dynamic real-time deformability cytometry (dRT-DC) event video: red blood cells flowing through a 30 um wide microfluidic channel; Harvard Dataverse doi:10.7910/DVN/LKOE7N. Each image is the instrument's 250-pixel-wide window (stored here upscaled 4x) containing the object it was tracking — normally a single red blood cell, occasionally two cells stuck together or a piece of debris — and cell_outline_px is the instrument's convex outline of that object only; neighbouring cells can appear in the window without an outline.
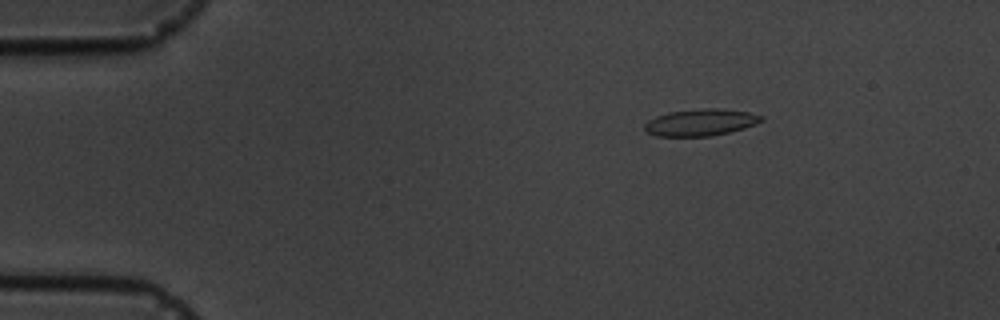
{"species": "common noctule bat (a hibernating species)", "species_latin": "Nyctalus noctula", "temperature_condition": "cold", "stored_images_in_passage": 3, "camera_frame_rate_fps": 3000, "um_per_image_px": 0.085, "animal": {"sex": "male", "body_mass_g": 19.5, "forearm_length_mm": 54.6}, "frame": {"image": 1, "passage_image": 1, "time_ms": 0.0, "image_size_px": [1000, 320], "cell_outline_px": [[764, 120], [756, 124], [744, 128], [728, 132], [708, 136], [656, 136], [648, 132], [644, 128], [644, 124], [648, 120], [656, 116], [668, 112], [704, 108], [716, 108], [748, 112], [764, 116]], "centroid_in_image_um": [59.55, 10.4], "position_along_channel_um": 25.4, "area_um2": 18.15}}